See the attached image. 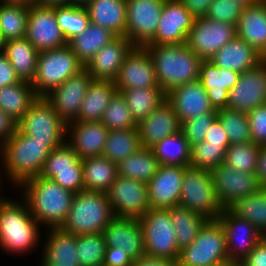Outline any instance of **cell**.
Wrapping results in <instances>:
<instances>
[{"mask_svg":"<svg viewBox=\"0 0 266 266\" xmlns=\"http://www.w3.org/2000/svg\"><path fill=\"white\" fill-rule=\"evenodd\" d=\"M51 149L46 141L33 140L18 128L15 134L0 147V174L10 184L19 187L24 181L42 173Z\"/></svg>","mask_w":266,"mask_h":266,"instance_id":"6da1fadb","label":"cell"},{"mask_svg":"<svg viewBox=\"0 0 266 266\" xmlns=\"http://www.w3.org/2000/svg\"><path fill=\"white\" fill-rule=\"evenodd\" d=\"M22 197L30 213L45 228H60L65 222L76 193L67 190L51 179L37 176L24 181Z\"/></svg>","mask_w":266,"mask_h":266,"instance_id":"7a4b0ae2","label":"cell"},{"mask_svg":"<svg viewBox=\"0 0 266 266\" xmlns=\"http://www.w3.org/2000/svg\"><path fill=\"white\" fill-rule=\"evenodd\" d=\"M20 200L0 199V246L15 255L35 250L41 237L40 224L30 213L27 202Z\"/></svg>","mask_w":266,"mask_h":266,"instance_id":"3957f363","label":"cell"},{"mask_svg":"<svg viewBox=\"0 0 266 266\" xmlns=\"http://www.w3.org/2000/svg\"><path fill=\"white\" fill-rule=\"evenodd\" d=\"M143 47L153 61L158 84L165 94L178 86L198 80L203 60L186 43Z\"/></svg>","mask_w":266,"mask_h":266,"instance_id":"277c9868","label":"cell"},{"mask_svg":"<svg viewBox=\"0 0 266 266\" xmlns=\"http://www.w3.org/2000/svg\"><path fill=\"white\" fill-rule=\"evenodd\" d=\"M114 217L107 193L84 190L75 194L60 228L76 236L103 233Z\"/></svg>","mask_w":266,"mask_h":266,"instance_id":"5b68a950","label":"cell"},{"mask_svg":"<svg viewBox=\"0 0 266 266\" xmlns=\"http://www.w3.org/2000/svg\"><path fill=\"white\" fill-rule=\"evenodd\" d=\"M85 66L68 45L39 52L36 75L31 83L38 97H44Z\"/></svg>","mask_w":266,"mask_h":266,"instance_id":"8992f818","label":"cell"},{"mask_svg":"<svg viewBox=\"0 0 266 266\" xmlns=\"http://www.w3.org/2000/svg\"><path fill=\"white\" fill-rule=\"evenodd\" d=\"M178 266L233 264L227 255L224 229L220 222L208 220L198 236L180 250Z\"/></svg>","mask_w":266,"mask_h":266,"instance_id":"52a82bcc","label":"cell"},{"mask_svg":"<svg viewBox=\"0 0 266 266\" xmlns=\"http://www.w3.org/2000/svg\"><path fill=\"white\" fill-rule=\"evenodd\" d=\"M179 206L193 210L209 220H216L223 207L215 194L210 171L186 167L183 174Z\"/></svg>","mask_w":266,"mask_h":266,"instance_id":"ba28073f","label":"cell"},{"mask_svg":"<svg viewBox=\"0 0 266 266\" xmlns=\"http://www.w3.org/2000/svg\"><path fill=\"white\" fill-rule=\"evenodd\" d=\"M18 129L33 140L46 141L52 150L66 142L67 123L45 100L38 97L18 122Z\"/></svg>","mask_w":266,"mask_h":266,"instance_id":"9c48e42d","label":"cell"},{"mask_svg":"<svg viewBox=\"0 0 266 266\" xmlns=\"http://www.w3.org/2000/svg\"><path fill=\"white\" fill-rule=\"evenodd\" d=\"M144 234L146 255L178 261L180 249L167 209H149L139 218Z\"/></svg>","mask_w":266,"mask_h":266,"instance_id":"30bf717a","label":"cell"},{"mask_svg":"<svg viewBox=\"0 0 266 266\" xmlns=\"http://www.w3.org/2000/svg\"><path fill=\"white\" fill-rule=\"evenodd\" d=\"M236 36V25L207 17L194 18L186 44L203 61H208Z\"/></svg>","mask_w":266,"mask_h":266,"instance_id":"8fae6325","label":"cell"},{"mask_svg":"<svg viewBox=\"0 0 266 266\" xmlns=\"http://www.w3.org/2000/svg\"><path fill=\"white\" fill-rule=\"evenodd\" d=\"M115 217H142L149 209L147 183L117 176L106 192Z\"/></svg>","mask_w":266,"mask_h":266,"instance_id":"7c38bea8","label":"cell"},{"mask_svg":"<svg viewBox=\"0 0 266 266\" xmlns=\"http://www.w3.org/2000/svg\"><path fill=\"white\" fill-rule=\"evenodd\" d=\"M40 176L74 193L84 191L82 160L66 142L51 150Z\"/></svg>","mask_w":266,"mask_h":266,"instance_id":"4fadbf2b","label":"cell"},{"mask_svg":"<svg viewBox=\"0 0 266 266\" xmlns=\"http://www.w3.org/2000/svg\"><path fill=\"white\" fill-rule=\"evenodd\" d=\"M165 0H127L125 37L143 47L156 34Z\"/></svg>","mask_w":266,"mask_h":266,"instance_id":"5bb4252c","label":"cell"},{"mask_svg":"<svg viewBox=\"0 0 266 266\" xmlns=\"http://www.w3.org/2000/svg\"><path fill=\"white\" fill-rule=\"evenodd\" d=\"M217 220L224 229L229 260L238 265L264 237L249 221L223 209Z\"/></svg>","mask_w":266,"mask_h":266,"instance_id":"9a60e30c","label":"cell"},{"mask_svg":"<svg viewBox=\"0 0 266 266\" xmlns=\"http://www.w3.org/2000/svg\"><path fill=\"white\" fill-rule=\"evenodd\" d=\"M210 173L215 194L223 209L261 188L256 174L236 171L224 162L214 167Z\"/></svg>","mask_w":266,"mask_h":266,"instance_id":"2e32d148","label":"cell"},{"mask_svg":"<svg viewBox=\"0 0 266 266\" xmlns=\"http://www.w3.org/2000/svg\"><path fill=\"white\" fill-rule=\"evenodd\" d=\"M92 80L93 77L84 68L79 73L70 76L64 83L45 95L44 98L59 117L69 123L78 117L81 103Z\"/></svg>","mask_w":266,"mask_h":266,"instance_id":"e0dca14e","label":"cell"},{"mask_svg":"<svg viewBox=\"0 0 266 266\" xmlns=\"http://www.w3.org/2000/svg\"><path fill=\"white\" fill-rule=\"evenodd\" d=\"M26 39L39 52L67 45L56 19L55 7L36 4L29 7Z\"/></svg>","mask_w":266,"mask_h":266,"instance_id":"ac0fdd59","label":"cell"},{"mask_svg":"<svg viewBox=\"0 0 266 266\" xmlns=\"http://www.w3.org/2000/svg\"><path fill=\"white\" fill-rule=\"evenodd\" d=\"M266 104V61L239 75L237 84L229 91L227 108L249 113Z\"/></svg>","mask_w":266,"mask_h":266,"instance_id":"d6986e66","label":"cell"},{"mask_svg":"<svg viewBox=\"0 0 266 266\" xmlns=\"http://www.w3.org/2000/svg\"><path fill=\"white\" fill-rule=\"evenodd\" d=\"M194 17L180 0H165L156 34L146 45H172L187 42Z\"/></svg>","mask_w":266,"mask_h":266,"instance_id":"ffe728a7","label":"cell"},{"mask_svg":"<svg viewBox=\"0 0 266 266\" xmlns=\"http://www.w3.org/2000/svg\"><path fill=\"white\" fill-rule=\"evenodd\" d=\"M117 89L161 88L153 61L144 47L135 46L125 57L114 81Z\"/></svg>","mask_w":266,"mask_h":266,"instance_id":"44dd1931","label":"cell"},{"mask_svg":"<svg viewBox=\"0 0 266 266\" xmlns=\"http://www.w3.org/2000/svg\"><path fill=\"white\" fill-rule=\"evenodd\" d=\"M185 168L184 166H159L157 173L147 183L150 209L178 206Z\"/></svg>","mask_w":266,"mask_h":266,"instance_id":"7402d4cb","label":"cell"},{"mask_svg":"<svg viewBox=\"0 0 266 266\" xmlns=\"http://www.w3.org/2000/svg\"><path fill=\"white\" fill-rule=\"evenodd\" d=\"M103 235L107 247H119L134 260L146 255L143 228L137 218L114 217Z\"/></svg>","mask_w":266,"mask_h":266,"instance_id":"603a6c76","label":"cell"},{"mask_svg":"<svg viewBox=\"0 0 266 266\" xmlns=\"http://www.w3.org/2000/svg\"><path fill=\"white\" fill-rule=\"evenodd\" d=\"M109 130L100 122L67 123L66 143L82 160L102 156ZM69 137V138H68Z\"/></svg>","mask_w":266,"mask_h":266,"instance_id":"cb8c5ba5","label":"cell"},{"mask_svg":"<svg viewBox=\"0 0 266 266\" xmlns=\"http://www.w3.org/2000/svg\"><path fill=\"white\" fill-rule=\"evenodd\" d=\"M134 47L125 36H116L93 56L85 69L94 80L115 81L125 57Z\"/></svg>","mask_w":266,"mask_h":266,"instance_id":"d4e9b609","label":"cell"},{"mask_svg":"<svg viewBox=\"0 0 266 266\" xmlns=\"http://www.w3.org/2000/svg\"><path fill=\"white\" fill-rule=\"evenodd\" d=\"M166 99L173 106L181 124L214 110L199 80L174 88L166 94Z\"/></svg>","mask_w":266,"mask_h":266,"instance_id":"484cf974","label":"cell"},{"mask_svg":"<svg viewBox=\"0 0 266 266\" xmlns=\"http://www.w3.org/2000/svg\"><path fill=\"white\" fill-rule=\"evenodd\" d=\"M142 147L151 148L165 137L181 131V123L171 103L165 99L138 123Z\"/></svg>","mask_w":266,"mask_h":266,"instance_id":"4316f807","label":"cell"},{"mask_svg":"<svg viewBox=\"0 0 266 266\" xmlns=\"http://www.w3.org/2000/svg\"><path fill=\"white\" fill-rule=\"evenodd\" d=\"M239 75L240 73L218 67L209 60L201 62L198 80L206 89L215 110L227 108L229 91L237 84Z\"/></svg>","mask_w":266,"mask_h":266,"instance_id":"83f0119b","label":"cell"},{"mask_svg":"<svg viewBox=\"0 0 266 266\" xmlns=\"http://www.w3.org/2000/svg\"><path fill=\"white\" fill-rule=\"evenodd\" d=\"M46 236L38 266H80L76 235L61 228H47Z\"/></svg>","mask_w":266,"mask_h":266,"instance_id":"f1b7e54d","label":"cell"},{"mask_svg":"<svg viewBox=\"0 0 266 266\" xmlns=\"http://www.w3.org/2000/svg\"><path fill=\"white\" fill-rule=\"evenodd\" d=\"M237 37L266 56V2L244 6L236 24Z\"/></svg>","mask_w":266,"mask_h":266,"instance_id":"f546056e","label":"cell"},{"mask_svg":"<svg viewBox=\"0 0 266 266\" xmlns=\"http://www.w3.org/2000/svg\"><path fill=\"white\" fill-rule=\"evenodd\" d=\"M212 64L240 74L257 67L264 61L251 45L237 36L222 47L210 60Z\"/></svg>","mask_w":266,"mask_h":266,"instance_id":"4dcf8cb0","label":"cell"},{"mask_svg":"<svg viewBox=\"0 0 266 266\" xmlns=\"http://www.w3.org/2000/svg\"><path fill=\"white\" fill-rule=\"evenodd\" d=\"M90 23L125 36L127 22V0H91L86 5Z\"/></svg>","mask_w":266,"mask_h":266,"instance_id":"1f68e13d","label":"cell"},{"mask_svg":"<svg viewBox=\"0 0 266 266\" xmlns=\"http://www.w3.org/2000/svg\"><path fill=\"white\" fill-rule=\"evenodd\" d=\"M116 92L114 81L93 79L81 103L78 117L71 122H100Z\"/></svg>","mask_w":266,"mask_h":266,"instance_id":"d6a6232c","label":"cell"},{"mask_svg":"<svg viewBox=\"0 0 266 266\" xmlns=\"http://www.w3.org/2000/svg\"><path fill=\"white\" fill-rule=\"evenodd\" d=\"M3 53L20 80L32 83L36 75L39 51L26 37L6 41Z\"/></svg>","mask_w":266,"mask_h":266,"instance_id":"836d02e7","label":"cell"},{"mask_svg":"<svg viewBox=\"0 0 266 266\" xmlns=\"http://www.w3.org/2000/svg\"><path fill=\"white\" fill-rule=\"evenodd\" d=\"M38 98L31 83L21 81L0 88V109L17 123Z\"/></svg>","mask_w":266,"mask_h":266,"instance_id":"e575fe53","label":"cell"},{"mask_svg":"<svg viewBox=\"0 0 266 266\" xmlns=\"http://www.w3.org/2000/svg\"><path fill=\"white\" fill-rule=\"evenodd\" d=\"M115 37L108 29L90 23L84 32L68 41L67 45L86 66L93 56Z\"/></svg>","mask_w":266,"mask_h":266,"instance_id":"d590c367","label":"cell"},{"mask_svg":"<svg viewBox=\"0 0 266 266\" xmlns=\"http://www.w3.org/2000/svg\"><path fill=\"white\" fill-rule=\"evenodd\" d=\"M84 190L107 192L115 181L117 164L99 156L82 159Z\"/></svg>","mask_w":266,"mask_h":266,"instance_id":"8d00e7d4","label":"cell"},{"mask_svg":"<svg viewBox=\"0 0 266 266\" xmlns=\"http://www.w3.org/2000/svg\"><path fill=\"white\" fill-rule=\"evenodd\" d=\"M160 164L151 148L142 147L117 164V175L148 183Z\"/></svg>","mask_w":266,"mask_h":266,"instance_id":"74e56055","label":"cell"},{"mask_svg":"<svg viewBox=\"0 0 266 266\" xmlns=\"http://www.w3.org/2000/svg\"><path fill=\"white\" fill-rule=\"evenodd\" d=\"M176 232L177 246L181 250L190 245L209 220L205 216L181 206L167 208Z\"/></svg>","mask_w":266,"mask_h":266,"instance_id":"f35d334b","label":"cell"},{"mask_svg":"<svg viewBox=\"0 0 266 266\" xmlns=\"http://www.w3.org/2000/svg\"><path fill=\"white\" fill-rule=\"evenodd\" d=\"M151 149L160 165L190 166L191 146L182 131L165 137Z\"/></svg>","mask_w":266,"mask_h":266,"instance_id":"ab89813d","label":"cell"},{"mask_svg":"<svg viewBox=\"0 0 266 266\" xmlns=\"http://www.w3.org/2000/svg\"><path fill=\"white\" fill-rule=\"evenodd\" d=\"M126 100L134 120L139 123L166 99L162 88L117 89Z\"/></svg>","mask_w":266,"mask_h":266,"instance_id":"60d3db41","label":"cell"},{"mask_svg":"<svg viewBox=\"0 0 266 266\" xmlns=\"http://www.w3.org/2000/svg\"><path fill=\"white\" fill-rule=\"evenodd\" d=\"M140 148L142 146L138 127L125 130H111L108 132L102 156L118 164Z\"/></svg>","mask_w":266,"mask_h":266,"instance_id":"b9f144b4","label":"cell"},{"mask_svg":"<svg viewBox=\"0 0 266 266\" xmlns=\"http://www.w3.org/2000/svg\"><path fill=\"white\" fill-rule=\"evenodd\" d=\"M228 209L249 221L266 237V187L235 201Z\"/></svg>","mask_w":266,"mask_h":266,"instance_id":"7bdbcfd3","label":"cell"},{"mask_svg":"<svg viewBox=\"0 0 266 266\" xmlns=\"http://www.w3.org/2000/svg\"><path fill=\"white\" fill-rule=\"evenodd\" d=\"M29 7L0 1V30L6 41L26 37Z\"/></svg>","mask_w":266,"mask_h":266,"instance_id":"ee69618b","label":"cell"},{"mask_svg":"<svg viewBox=\"0 0 266 266\" xmlns=\"http://www.w3.org/2000/svg\"><path fill=\"white\" fill-rule=\"evenodd\" d=\"M55 14L60 30L67 42L84 32L90 24L89 15L85 7H79L74 4L56 6Z\"/></svg>","mask_w":266,"mask_h":266,"instance_id":"f6af8a7d","label":"cell"},{"mask_svg":"<svg viewBox=\"0 0 266 266\" xmlns=\"http://www.w3.org/2000/svg\"><path fill=\"white\" fill-rule=\"evenodd\" d=\"M260 145L234 143L227 148L224 163L239 172L256 174Z\"/></svg>","mask_w":266,"mask_h":266,"instance_id":"bcb514c9","label":"cell"},{"mask_svg":"<svg viewBox=\"0 0 266 266\" xmlns=\"http://www.w3.org/2000/svg\"><path fill=\"white\" fill-rule=\"evenodd\" d=\"M103 233L77 235V258L80 266H102L106 252Z\"/></svg>","mask_w":266,"mask_h":266,"instance_id":"7dc6e473","label":"cell"},{"mask_svg":"<svg viewBox=\"0 0 266 266\" xmlns=\"http://www.w3.org/2000/svg\"><path fill=\"white\" fill-rule=\"evenodd\" d=\"M101 122L109 130H125L137 128L138 123L134 120L125 98L120 92H116L111 98Z\"/></svg>","mask_w":266,"mask_h":266,"instance_id":"c3c4849f","label":"cell"},{"mask_svg":"<svg viewBox=\"0 0 266 266\" xmlns=\"http://www.w3.org/2000/svg\"><path fill=\"white\" fill-rule=\"evenodd\" d=\"M220 120L230 144L252 142L247 113L229 108L218 110Z\"/></svg>","mask_w":266,"mask_h":266,"instance_id":"681fc988","label":"cell"},{"mask_svg":"<svg viewBox=\"0 0 266 266\" xmlns=\"http://www.w3.org/2000/svg\"><path fill=\"white\" fill-rule=\"evenodd\" d=\"M229 146L208 144L207 141L191 146L190 167L211 171L224 162Z\"/></svg>","mask_w":266,"mask_h":266,"instance_id":"f907efd6","label":"cell"},{"mask_svg":"<svg viewBox=\"0 0 266 266\" xmlns=\"http://www.w3.org/2000/svg\"><path fill=\"white\" fill-rule=\"evenodd\" d=\"M218 111L213 110L201 116L187 120L181 124V131L185 135L190 146L200 143L204 140L207 131L212 122L217 118Z\"/></svg>","mask_w":266,"mask_h":266,"instance_id":"816d5d0a","label":"cell"},{"mask_svg":"<svg viewBox=\"0 0 266 266\" xmlns=\"http://www.w3.org/2000/svg\"><path fill=\"white\" fill-rule=\"evenodd\" d=\"M243 7L242 4L234 0H213L205 17L236 25Z\"/></svg>","mask_w":266,"mask_h":266,"instance_id":"f5cc1de1","label":"cell"},{"mask_svg":"<svg viewBox=\"0 0 266 266\" xmlns=\"http://www.w3.org/2000/svg\"><path fill=\"white\" fill-rule=\"evenodd\" d=\"M252 143L266 145V104L247 113Z\"/></svg>","mask_w":266,"mask_h":266,"instance_id":"db71d44e","label":"cell"},{"mask_svg":"<svg viewBox=\"0 0 266 266\" xmlns=\"http://www.w3.org/2000/svg\"><path fill=\"white\" fill-rule=\"evenodd\" d=\"M134 259L122 251L121 248L107 247L103 265L106 266H133Z\"/></svg>","mask_w":266,"mask_h":266,"instance_id":"11a10c76","label":"cell"},{"mask_svg":"<svg viewBox=\"0 0 266 266\" xmlns=\"http://www.w3.org/2000/svg\"><path fill=\"white\" fill-rule=\"evenodd\" d=\"M238 266H266V237H263Z\"/></svg>","mask_w":266,"mask_h":266,"instance_id":"9f6ffc18","label":"cell"},{"mask_svg":"<svg viewBox=\"0 0 266 266\" xmlns=\"http://www.w3.org/2000/svg\"><path fill=\"white\" fill-rule=\"evenodd\" d=\"M204 141L208 144H214L219 146H229V138L224 131V128L218 118L212 122L210 129L207 131Z\"/></svg>","mask_w":266,"mask_h":266,"instance_id":"6f0895ef","label":"cell"},{"mask_svg":"<svg viewBox=\"0 0 266 266\" xmlns=\"http://www.w3.org/2000/svg\"><path fill=\"white\" fill-rule=\"evenodd\" d=\"M21 82L7 56L0 53V88Z\"/></svg>","mask_w":266,"mask_h":266,"instance_id":"680465c9","label":"cell"},{"mask_svg":"<svg viewBox=\"0 0 266 266\" xmlns=\"http://www.w3.org/2000/svg\"><path fill=\"white\" fill-rule=\"evenodd\" d=\"M18 123L0 109V147L16 132Z\"/></svg>","mask_w":266,"mask_h":266,"instance_id":"91938a15","label":"cell"},{"mask_svg":"<svg viewBox=\"0 0 266 266\" xmlns=\"http://www.w3.org/2000/svg\"><path fill=\"white\" fill-rule=\"evenodd\" d=\"M194 18L205 17L213 0H180Z\"/></svg>","mask_w":266,"mask_h":266,"instance_id":"94428289","label":"cell"},{"mask_svg":"<svg viewBox=\"0 0 266 266\" xmlns=\"http://www.w3.org/2000/svg\"><path fill=\"white\" fill-rule=\"evenodd\" d=\"M133 266H178V263L173 260L143 255L134 260Z\"/></svg>","mask_w":266,"mask_h":266,"instance_id":"6125c7cd","label":"cell"},{"mask_svg":"<svg viewBox=\"0 0 266 266\" xmlns=\"http://www.w3.org/2000/svg\"><path fill=\"white\" fill-rule=\"evenodd\" d=\"M256 176L261 187H266V145L260 146Z\"/></svg>","mask_w":266,"mask_h":266,"instance_id":"be15d7a7","label":"cell"},{"mask_svg":"<svg viewBox=\"0 0 266 266\" xmlns=\"http://www.w3.org/2000/svg\"><path fill=\"white\" fill-rule=\"evenodd\" d=\"M36 5L56 7L62 5H69L70 0H35Z\"/></svg>","mask_w":266,"mask_h":266,"instance_id":"e7e4bbea","label":"cell"},{"mask_svg":"<svg viewBox=\"0 0 266 266\" xmlns=\"http://www.w3.org/2000/svg\"><path fill=\"white\" fill-rule=\"evenodd\" d=\"M2 2H8V3H16V4H23L32 6L35 4V0H0Z\"/></svg>","mask_w":266,"mask_h":266,"instance_id":"03108f58","label":"cell"},{"mask_svg":"<svg viewBox=\"0 0 266 266\" xmlns=\"http://www.w3.org/2000/svg\"><path fill=\"white\" fill-rule=\"evenodd\" d=\"M91 0H70V4H74L79 7H86Z\"/></svg>","mask_w":266,"mask_h":266,"instance_id":"003e7915","label":"cell"},{"mask_svg":"<svg viewBox=\"0 0 266 266\" xmlns=\"http://www.w3.org/2000/svg\"><path fill=\"white\" fill-rule=\"evenodd\" d=\"M234 1L239 2L243 6H249V5H253V4L259 3L262 0H234Z\"/></svg>","mask_w":266,"mask_h":266,"instance_id":"a7ac6f4b","label":"cell"},{"mask_svg":"<svg viewBox=\"0 0 266 266\" xmlns=\"http://www.w3.org/2000/svg\"><path fill=\"white\" fill-rule=\"evenodd\" d=\"M5 44H6V40L3 36L2 31L0 30V53L4 52Z\"/></svg>","mask_w":266,"mask_h":266,"instance_id":"89a4df30","label":"cell"},{"mask_svg":"<svg viewBox=\"0 0 266 266\" xmlns=\"http://www.w3.org/2000/svg\"><path fill=\"white\" fill-rule=\"evenodd\" d=\"M234 264H219V265H211V266H232Z\"/></svg>","mask_w":266,"mask_h":266,"instance_id":"2644e50d","label":"cell"},{"mask_svg":"<svg viewBox=\"0 0 266 266\" xmlns=\"http://www.w3.org/2000/svg\"><path fill=\"white\" fill-rule=\"evenodd\" d=\"M1 183H2V180H1V174H0V186H1ZM0 190H1V187H0ZM1 191H0V199L2 198V195H1Z\"/></svg>","mask_w":266,"mask_h":266,"instance_id":"8c879c8a","label":"cell"}]
</instances>
